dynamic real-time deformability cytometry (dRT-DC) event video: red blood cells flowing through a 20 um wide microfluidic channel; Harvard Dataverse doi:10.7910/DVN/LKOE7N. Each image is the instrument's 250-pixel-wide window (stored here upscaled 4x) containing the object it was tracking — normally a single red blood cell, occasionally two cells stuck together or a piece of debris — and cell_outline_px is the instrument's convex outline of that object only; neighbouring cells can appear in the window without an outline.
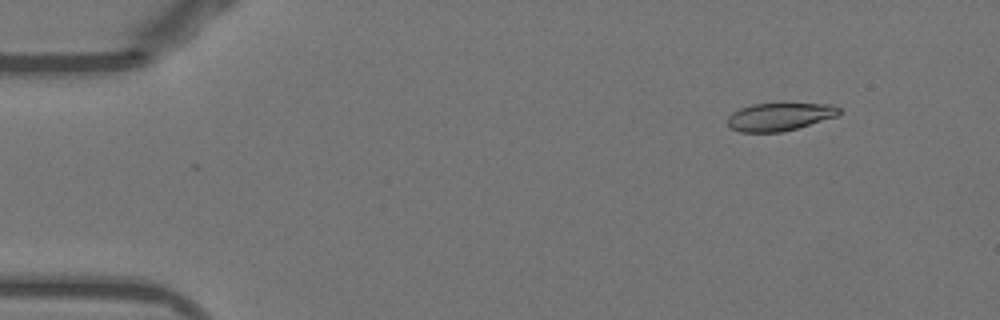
{"species": "Egyptian fruit bat (a non-hibernating species)", "species_latin": "Rousettus aegyptiacus", "temperature_condition": "warm", "stored_images_in_passage": 52, "camera_frame_rate_fps": 3000, "um_per_image_px": 0.085, "animal": {"sex": "female"}, "frame": {"image": 1, "passage_image": 6, "time_ms": 1.667, "image_size_px": [1000, 320], "cell_outline_px": [[840, 112], [836, 116], [796, 128], [780, 132], [740, 132], [732, 128], [728, 124], [728, 116], [732, 112], [740, 108], [752, 104], [832, 104], [840, 108]], "centroid_in_image_um": [66.23, 9.92], "position_along_channel_um": 18.8, "area_um2": 17.8}}
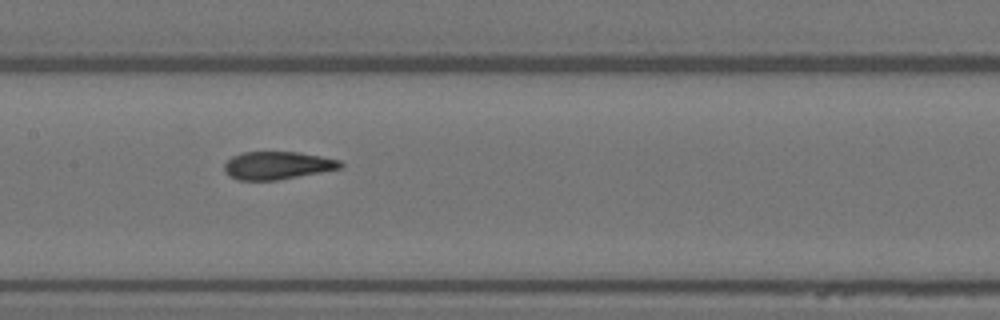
{"frame": {"image": 2, "passage_image": 26, "time_ms": 8.333, "image_size_px": [1000, 320], "cell_outline_px": [[344, 164], [340, 168], [320, 172], [276, 180], [236, 180], [224, 172], [224, 164], [232, 156], [244, 152], [300, 152], [340, 160]], "centroid_in_image_um": [23.55, 14.06], "position_along_channel_um": 183.9, "area_um2": 18.73}}
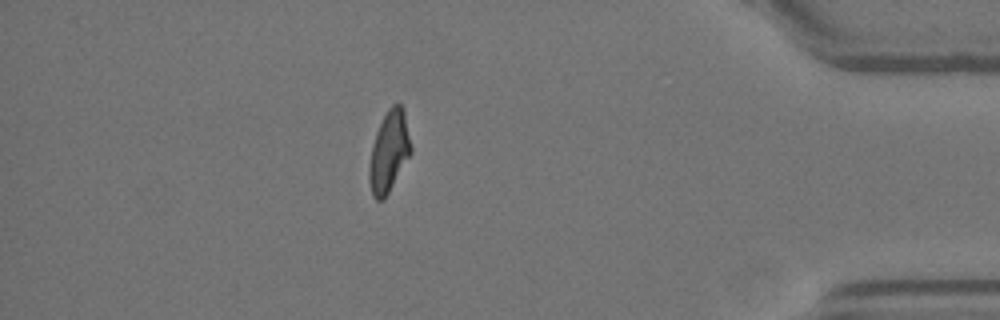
{"frame": {"image": 3, "passage_image": 46, "time_ms": 15.0, "image_size_px": [1000, 320], "cell_outline_px": [[412, 152], [384, 200], [376, 200], [372, 196], [368, 176], [368, 168], [372, 148], [376, 132], [388, 108], [392, 104], [400, 104], [404, 108], [412, 148]], "centroid_in_image_um": [33.07, 12.89], "position_along_channel_um": 402.1, "area_um2": 19.71}, "authors_computed_cell_mechanics": {"area_um2": 19.5075, "velocity_mm_per_s": 3.8861, "shape_relaxation_time_tau1_ms": null, "shape_relaxation_time_tau2_ms": 1.3362, "deformation_change_tau1": null, "deformation_change_tau2": 0.0811}}